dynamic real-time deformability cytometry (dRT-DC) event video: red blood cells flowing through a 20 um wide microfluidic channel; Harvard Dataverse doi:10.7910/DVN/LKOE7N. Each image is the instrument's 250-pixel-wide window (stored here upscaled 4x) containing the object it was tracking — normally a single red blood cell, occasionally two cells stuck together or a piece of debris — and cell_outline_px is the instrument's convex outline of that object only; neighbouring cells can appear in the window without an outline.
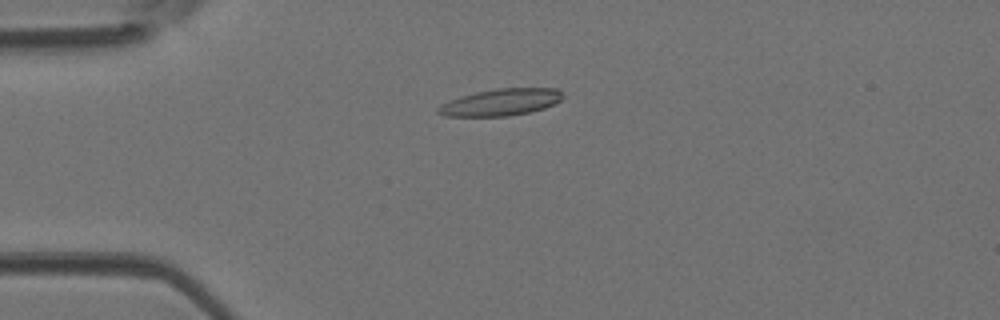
{"species": "Egyptian fruit bat (a non-hibernating species)", "species_latin": "Rousettus aegyptiacus", "temperature_condition": "room temperature", "stored_images_in_passage": 35, "camera_frame_rate_fps": 3000, "um_per_image_px": 0.085, "animal": {"sex": "female"}, "frame": {"image": 1, "passage_image": 1, "time_ms": 0.0, "image_size_px": [1000, 320], "cell_outline_px": [[564, 96], [560, 100], [544, 108], [528, 112], [508, 116], [444, 116], [436, 112], [436, 108], [440, 104], [448, 100], [460, 96], [476, 92], [496, 88], [556, 88]], "centroid_in_image_um": [42.51, 8.69], "position_along_channel_um": 42.5, "area_um2": 19.48}}
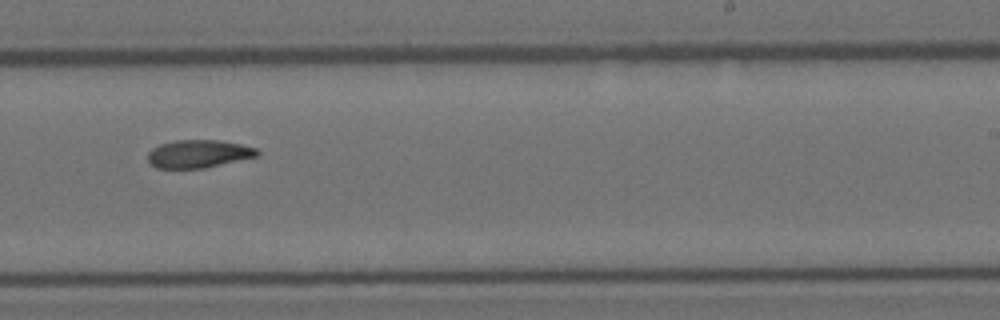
{"frame": {"image": 2, "passage_image": 18, "time_ms": 5.667, "image_size_px": [1000, 320], "cell_outline_px": [[260, 152], [256, 156], [204, 168], [156, 168], [148, 164], [148, 152], [152, 148], [160, 144], [176, 140], [220, 140], [240, 144], [256, 148]], "centroid_in_image_um": [16.82, 13.07], "position_along_channel_um": 272.2, "area_um2": 17.74}}
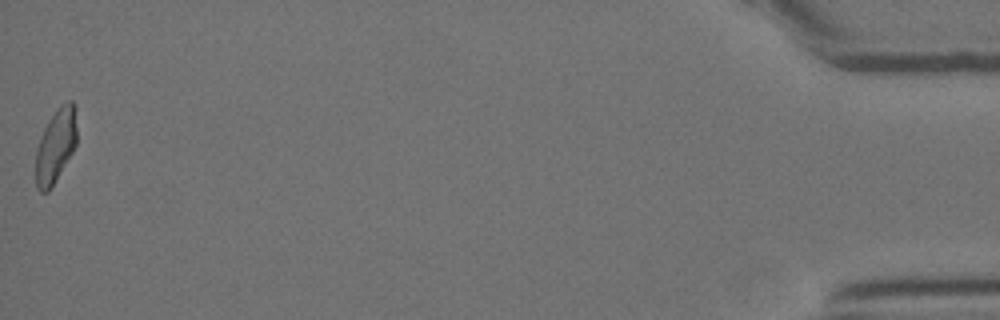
{"frame": {"image": 3, "passage_image": 35, "time_ms": 11.333, "image_size_px": [1000, 320], "cell_outline_px": [[76, 144], [72, 152], [48, 192], [40, 192], [36, 188], [36, 148], [40, 136], [48, 120], [60, 104], [68, 100], [72, 100], [76, 104]], "centroid_in_image_um": [4.73, 12.33], "position_along_channel_um": 430.5, "area_um2": 17.74}}